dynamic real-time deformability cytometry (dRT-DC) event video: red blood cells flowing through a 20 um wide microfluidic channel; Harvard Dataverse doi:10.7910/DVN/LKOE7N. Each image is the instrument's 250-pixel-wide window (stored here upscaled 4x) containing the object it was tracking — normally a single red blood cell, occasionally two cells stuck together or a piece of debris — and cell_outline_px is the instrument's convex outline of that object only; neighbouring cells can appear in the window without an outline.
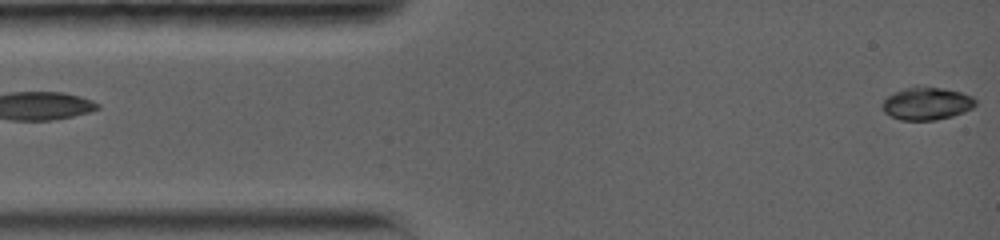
{"species": "common noctule bat (a hibernating species)", "species_latin": "Nyctalus noctula", "temperature_condition": "warm", "stored_images_in_passage": 6, "segment_of_instrument_passage": [2, 2], "camera_frame_rate_fps": 5000, "um_per_image_px": 0.085, "animal": {"sex": "female", "body_mass_g": 19.0, "forearm_length_mm": 56.7}, "frame": {"image": 1, "passage_image": 6, "time_ms": 3.6, "image_size_px": [1000, 240], "cell_outline_px": [[976, 104], [972, 108], [964, 112], [952, 116], [936, 120], [900, 120], [884, 112], [880, 108], [880, 104], [888, 96], [904, 88], [916, 84], [944, 88], [960, 92], [972, 96], [976, 100]], "centroid_in_image_um": [78.75, 8.78], "position_along_channel_um": 6.2, "area_um2": 18.09}}